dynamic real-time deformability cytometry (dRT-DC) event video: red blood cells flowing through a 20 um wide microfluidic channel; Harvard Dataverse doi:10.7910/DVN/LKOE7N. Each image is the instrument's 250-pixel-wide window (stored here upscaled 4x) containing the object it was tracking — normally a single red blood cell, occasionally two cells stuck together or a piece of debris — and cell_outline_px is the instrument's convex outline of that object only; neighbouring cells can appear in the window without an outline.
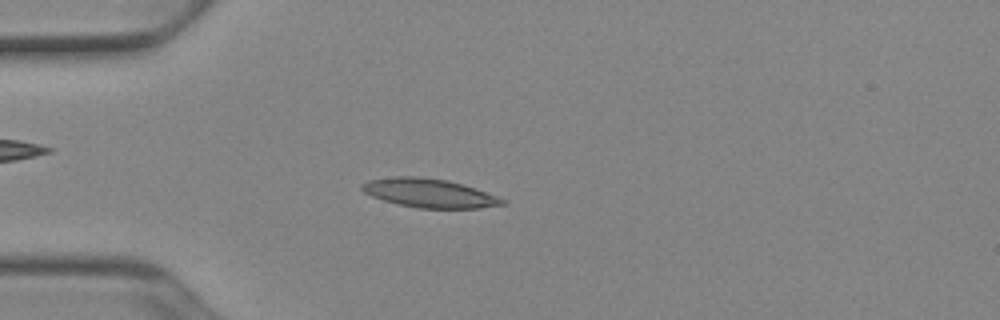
{"species": "Egyptian fruit bat (a non-hibernating species)", "species_latin": "Rousettus aegyptiacus", "temperature_condition": "cold", "stored_images_in_passage": 51, "camera_frame_rate_fps": 3000, "um_per_image_px": 0.085, "animal": {"sex": "female"}, "frame": {"image": 1, "passage_image": 13, "time_ms": 4.0, "image_size_px": [1000, 320], "cell_outline_px": [[508, 204], [480, 208], [420, 208], [400, 204], [384, 200], [372, 196], [364, 192], [360, 188], [360, 184], [368, 180], [392, 176], [416, 176], [448, 180], [464, 184], [476, 188], [508, 200]], "centroid_in_image_um": [36.53, 16.4], "position_along_channel_um": 48.5, "area_um2": 23.76}}
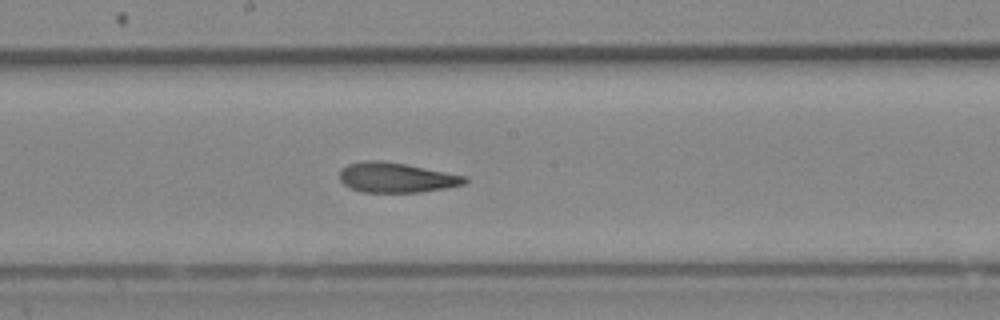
{"frame": {"image": 2, "passage_image": 27, "time_ms": 8.667, "image_size_px": [1000, 320], "cell_outline_px": [[468, 180], [464, 184], [448, 188], [420, 192], [360, 192], [344, 184], [340, 180], [340, 168], [348, 164], [364, 160], [384, 160], [468, 176]], "centroid_in_image_um": [33.69, 15.08], "position_along_channel_um": 214.5, "area_um2": 22.02}}
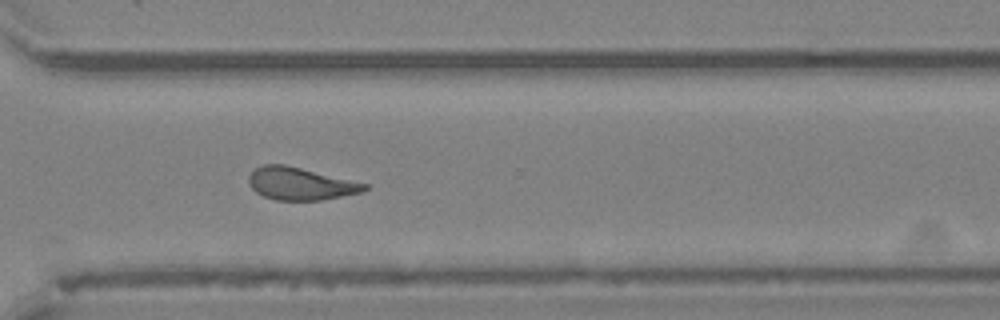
{"frame": {"image": 3, "passage_image": 37, "time_ms": 12.0, "image_size_px": [1000, 320], "cell_outline_px": [[368, 188], [360, 192], [320, 200], [276, 200], [264, 196], [256, 192], [248, 184], [248, 176], [256, 168], [264, 164], [284, 164], [368, 184]], "centroid_in_image_um": [25.49, 15.61], "position_along_channel_um": 345.1, "area_um2": 21.62}, "authors_computed_cell_mechanics": {"area_um2": 22.3108, "velocity_mm_per_s": 3.9029, "shape_relaxation_time_tau1_ms": 3.7514, "shape_relaxation_time_tau2_ms": 2.629, "deformation_change_tau1": 0.1503, "deformation_change_tau2": 0.0911}}